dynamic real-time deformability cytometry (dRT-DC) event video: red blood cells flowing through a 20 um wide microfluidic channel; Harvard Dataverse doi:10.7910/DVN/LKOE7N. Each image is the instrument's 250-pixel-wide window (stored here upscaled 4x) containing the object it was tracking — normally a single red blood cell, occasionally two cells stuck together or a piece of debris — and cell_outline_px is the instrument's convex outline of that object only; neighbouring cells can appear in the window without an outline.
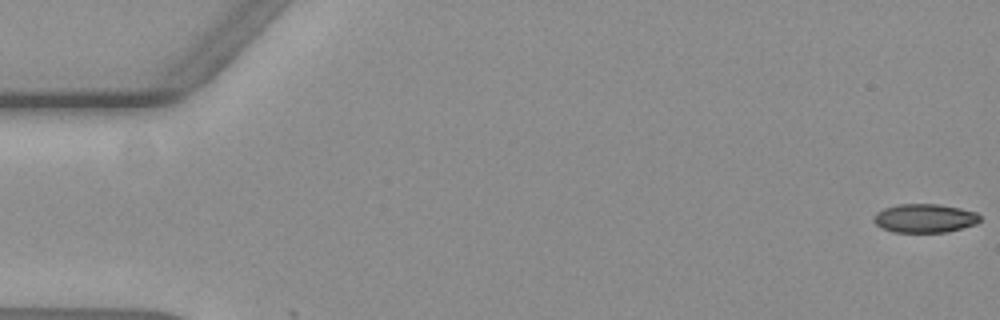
{"species": "common noctule bat (a hibernating species)", "species_latin": "Nyctalus noctula", "temperature_condition": "warm", "stored_images_in_passage": 58, "camera_frame_rate_fps": 3000, "um_per_image_px": 0.085, "animal": {"sex": "female", "body_mass_g": 19.3, "forearm_length_mm": 54.1}, "frame": {"image": 1, "passage_image": 1, "time_ms": 0.0, "image_size_px": [1000, 320], "cell_outline_px": [[980, 220], [976, 224], [944, 232], [892, 232], [876, 224], [872, 220], [872, 216], [876, 212], [884, 208], [896, 204], [940, 204], [960, 208], [976, 212], [980, 216]], "centroid_in_image_um": [78.56, 18.54], "position_along_channel_um": 6.4, "area_um2": 17.8}}
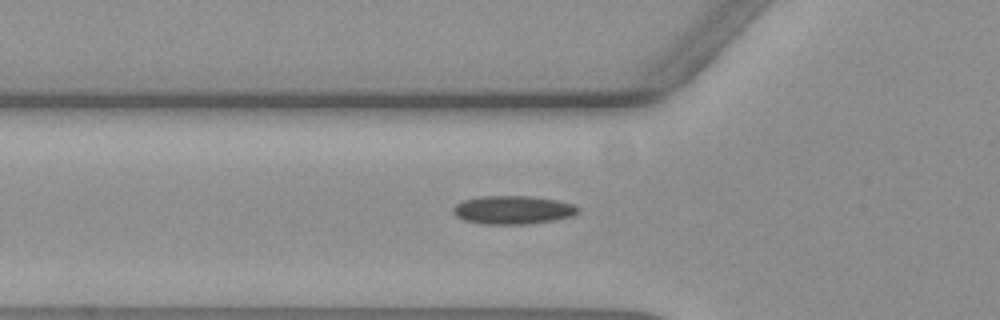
{"frame": {"image": 2, "passage_image": 20, "time_ms": 6.333, "image_size_px": [1000, 320], "cell_outline_px": [[580, 212], [572, 216], [552, 220], [528, 224], [480, 224], [464, 220], [456, 216], [452, 212], [452, 208], [456, 204], [464, 200], [480, 196], [532, 196], [556, 200], [572, 204], [580, 208]], "centroid_in_image_um": [43.58, 17.84], "position_along_channel_um": 82.2, "area_um2": 20.75}}
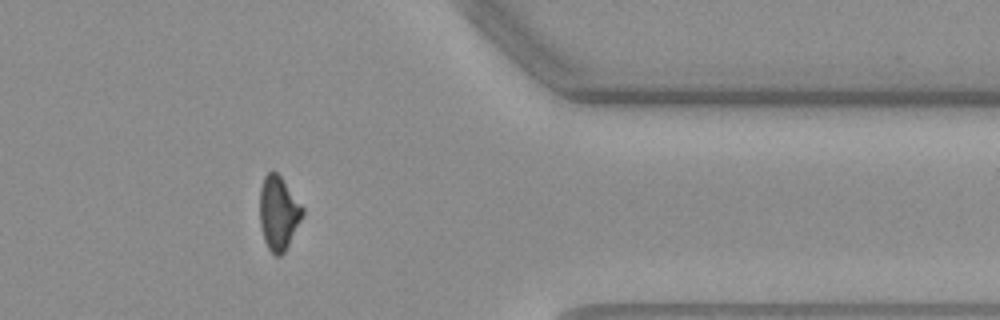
{"frame": {"image": 3, "passage_image": 47, "time_ms": 15.333, "image_size_px": [1000, 320], "cell_outline_px": [[304, 216], [284, 252], [280, 256], [276, 256], [268, 248], [264, 240], [260, 224], [260, 188], [264, 176], [272, 168], [280, 176], [304, 208]], "centroid_in_image_um": [23.67, 18.09], "position_along_channel_um": 387.7, "area_um2": 18.44}, "authors_computed_cell_mechanics": {"area_um2": 19.074, "velocity_mm_per_s": 3.6059, "shape_relaxation_time_tau1_ms": null, "shape_relaxation_time_tau2_ms": 7.1972, "deformation_change_tau1": null, "deformation_change_tau2": 0.1091}}